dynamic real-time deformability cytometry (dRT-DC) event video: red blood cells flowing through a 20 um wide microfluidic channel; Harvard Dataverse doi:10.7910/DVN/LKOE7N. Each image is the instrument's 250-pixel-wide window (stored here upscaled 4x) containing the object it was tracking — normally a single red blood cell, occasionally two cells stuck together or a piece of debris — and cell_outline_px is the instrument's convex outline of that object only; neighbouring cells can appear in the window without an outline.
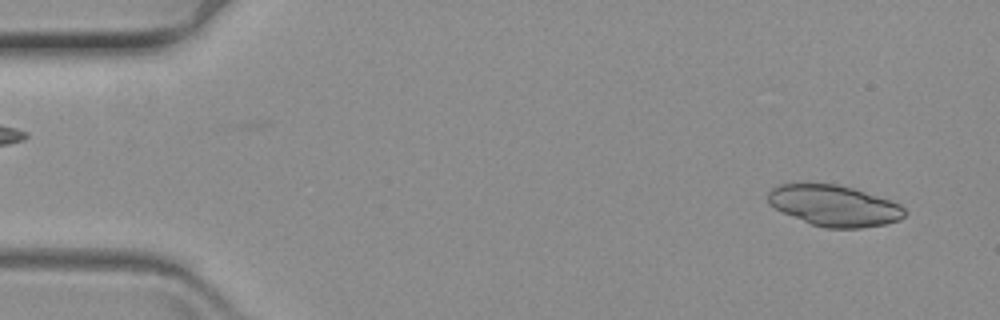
{"species": "common noctule bat (a hibernating species)", "species_latin": "Nyctalus noctula", "temperature_condition": "warm", "stored_images_in_passage": 18, "camera_frame_rate_fps": 3000, "um_per_image_px": 0.085, "animal": {"sex": "female", "body_mass_g": 19.3, "forearm_length_mm": 54.1}, "frame": {"image": 1, "passage_image": 3, "time_ms": 0.667, "image_size_px": [1000, 320], "cell_outline_px": [[908, 212], [900, 220], [884, 224], [860, 228], [824, 228], [812, 224], [784, 212], [768, 204], [768, 192], [772, 188], [780, 184], [836, 184], [852, 188], [900, 204]], "centroid_in_image_um": [70.92, 17.49], "position_along_channel_um": 14.1, "area_um2": 32.19}}